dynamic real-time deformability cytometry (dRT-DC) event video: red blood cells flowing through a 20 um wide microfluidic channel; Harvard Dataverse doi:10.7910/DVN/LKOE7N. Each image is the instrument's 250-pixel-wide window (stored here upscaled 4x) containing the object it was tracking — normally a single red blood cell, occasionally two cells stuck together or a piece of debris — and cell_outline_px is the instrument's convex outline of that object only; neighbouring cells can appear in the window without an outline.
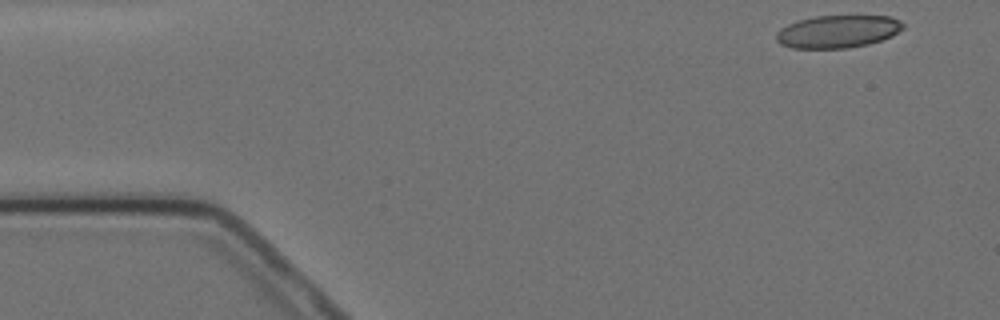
{"species": "Egyptian fruit bat (a non-hibernating species)", "species_latin": "Rousettus aegyptiacus", "temperature_condition": "cold", "stored_images_in_passage": 3, "camera_frame_rate_fps": 3000, "um_per_image_px": 0.085, "animal": {"sex": "female"}, "frame": {"image": 1, "passage_image": 1, "time_ms": 0.0, "image_size_px": [1000, 320], "cell_outline_px": [[904, 28], [892, 36], [868, 44], [848, 48], [792, 48], [780, 44], [776, 40], [776, 32], [780, 28], [796, 20], [816, 16], [892, 16], [900, 20], [904, 24]], "centroid_in_image_um": [71.2, 2.67], "position_along_channel_um": 13.8, "area_um2": 24.28}}